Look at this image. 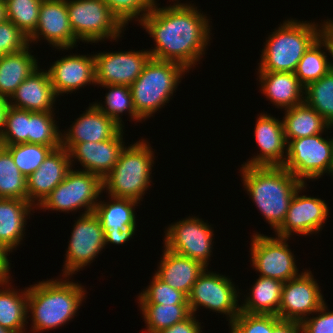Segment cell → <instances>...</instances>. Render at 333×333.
<instances>
[{
	"label": "cell",
	"mask_w": 333,
	"mask_h": 333,
	"mask_svg": "<svg viewBox=\"0 0 333 333\" xmlns=\"http://www.w3.org/2000/svg\"><path fill=\"white\" fill-rule=\"evenodd\" d=\"M326 302L312 317H307L300 322L302 333H333V311H327Z\"/></svg>",
	"instance_id": "45"
},
{
	"label": "cell",
	"mask_w": 333,
	"mask_h": 333,
	"mask_svg": "<svg viewBox=\"0 0 333 333\" xmlns=\"http://www.w3.org/2000/svg\"><path fill=\"white\" fill-rule=\"evenodd\" d=\"M6 20V2L0 0V23L5 22Z\"/></svg>",
	"instance_id": "52"
},
{
	"label": "cell",
	"mask_w": 333,
	"mask_h": 333,
	"mask_svg": "<svg viewBox=\"0 0 333 333\" xmlns=\"http://www.w3.org/2000/svg\"><path fill=\"white\" fill-rule=\"evenodd\" d=\"M304 270L284 282L278 317L282 320H302L314 314L325 303L321 289L311 273Z\"/></svg>",
	"instance_id": "14"
},
{
	"label": "cell",
	"mask_w": 333,
	"mask_h": 333,
	"mask_svg": "<svg viewBox=\"0 0 333 333\" xmlns=\"http://www.w3.org/2000/svg\"><path fill=\"white\" fill-rule=\"evenodd\" d=\"M137 227H125L121 231L117 232H110L106 237H105V246L108 244H114V245H123L124 243L128 242L132 236L135 235V231Z\"/></svg>",
	"instance_id": "47"
},
{
	"label": "cell",
	"mask_w": 333,
	"mask_h": 333,
	"mask_svg": "<svg viewBox=\"0 0 333 333\" xmlns=\"http://www.w3.org/2000/svg\"><path fill=\"white\" fill-rule=\"evenodd\" d=\"M145 139L125 146L117 163L103 179L108 196L140 202L152 182L154 152ZM151 176V177H150Z\"/></svg>",
	"instance_id": "5"
},
{
	"label": "cell",
	"mask_w": 333,
	"mask_h": 333,
	"mask_svg": "<svg viewBox=\"0 0 333 333\" xmlns=\"http://www.w3.org/2000/svg\"><path fill=\"white\" fill-rule=\"evenodd\" d=\"M48 74L57 96L94 84L96 86L95 57L92 55H65L48 68Z\"/></svg>",
	"instance_id": "19"
},
{
	"label": "cell",
	"mask_w": 333,
	"mask_h": 333,
	"mask_svg": "<svg viewBox=\"0 0 333 333\" xmlns=\"http://www.w3.org/2000/svg\"><path fill=\"white\" fill-rule=\"evenodd\" d=\"M9 253V254H8ZM10 251L0 244V281L11 279Z\"/></svg>",
	"instance_id": "49"
},
{
	"label": "cell",
	"mask_w": 333,
	"mask_h": 333,
	"mask_svg": "<svg viewBox=\"0 0 333 333\" xmlns=\"http://www.w3.org/2000/svg\"><path fill=\"white\" fill-rule=\"evenodd\" d=\"M6 16L27 38L36 30L42 0H6Z\"/></svg>",
	"instance_id": "38"
},
{
	"label": "cell",
	"mask_w": 333,
	"mask_h": 333,
	"mask_svg": "<svg viewBox=\"0 0 333 333\" xmlns=\"http://www.w3.org/2000/svg\"><path fill=\"white\" fill-rule=\"evenodd\" d=\"M257 116L254 136L260 153L241 166H283L288 143L284 135L282 120L276 119L267 112Z\"/></svg>",
	"instance_id": "18"
},
{
	"label": "cell",
	"mask_w": 333,
	"mask_h": 333,
	"mask_svg": "<svg viewBox=\"0 0 333 333\" xmlns=\"http://www.w3.org/2000/svg\"><path fill=\"white\" fill-rule=\"evenodd\" d=\"M324 22L289 18L268 35L261 51L258 72H292L311 45L323 34Z\"/></svg>",
	"instance_id": "4"
},
{
	"label": "cell",
	"mask_w": 333,
	"mask_h": 333,
	"mask_svg": "<svg viewBox=\"0 0 333 333\" xmlns=\"http://www.w3.org/2000/svg\"><path fill=\"white\" fill-rule=\"evenodd\" d=\"M307 185L303 184L294 194L285 221L274 232L280 237L290 238L293 233L299 235H312L322 231L323 225L329 216V207L325 200L320 198L299 195Z\"/></svg>",
	"instance_id": "15"
},
{
	"label": "cell",
	"mask_w": 333,
	"mask_h": 333,
	"mask_svg": "<svg viewBox=\"0 0 333 333\" xmlns=\"http://www.w3.org/2000/svg\"><path fill=\"white\" fill-rule=\"evenodd\" d=\"M41 39L59 50L76 47L79 40L70 26L66 0H42L38 24L28 42L35 44Z\"/></svg>",
	"instance_id": "17"
},
{
	"label": "cell",
	"mask_w": 333,
	"mask_h": 333,
	"mask_svg": "<svg viewBox=\"0 0 333 333\" xmlns=\"http://www.w3.org/2000/svg\"><path fill=\"white\" fill-rule=\"evenodd\" d=\"M281 319L272 314H249L240 312L230 323V333H268Z\"/></svg>",
	"instance_id": "43"
},
{
	"label": "cell",
	"mask_w": 333,
	"mask_h": 333,
	"mask_svg": "<svg viewBox=\"0 0 333 333\" xmlns=\"http://www.w3.org/2000/svg\"><path fill=\"white\" fill-rule=\"evenodd\" d=\"M123 134V129H121L109 140L76 143L69 150L71 166L74 165V159H76L83 166L81 171L96 174L104 179L117 163L119 155L125 147Z\"/></svg>",
	"instance_id": "20"
},
{
	"label": "cell",
	"mask_w": 333,
	"mask_h": 333,
	"mask_svg": "<svg viewBox=\"0 0 333 333\" xmlns=\"http://www.w3.org/2000/svg\"><path fill=\"white\" fill-rule=\"evenodd\" d=\"M187 72L179 63L151 58L130 86L136 114L144 121L153 116L170 101Z\"/></svg>",
	"instance_id": "6"
},
{
	"label": "cell",
	"mask_w": 333,
	"mask_h": 333,
	"mask_svg": "<svg viewBox=\"0 0 333 333\" xmlns=\"http://www.w3.org/2000/svg\"><path fill=\"white\" fill-rule=\"evenodd\" d=\"M172 1L177 3L162 8L155 2L139 24L154 39L155 47L148 50L153 59L176 62L189 71L204 56L212 26L196 5Z\"/></svg>",
	"instance_id": "1"
},
{
	"label": "cell",
	"mask_w": 333,
	"mask_h": 333,
	"mask_svg": "<svg viewBox=\"0 0 333 333\" xmlns=\"http://www.w3.org/2000/svg\"><path fill=\"white\" fill-rule=\"evenodd\" d=\"M69 277L47 279L28 287L27 318L32 316L34 333L64 326L76 316L87 291Z\"/></svg>",
	"instance_id": "3"
},
{
	"label": "cell",
	"mask_w": 333,
	"mask_h": 333,
	"mask_svg": "<svg viewBox=\"0 0 333 333\" xmlns=\"http://www.w3.org/2000/svg\"><path fill=\"white\" fill-rule=\"evenodd\" d=\"M72 227L62 277H73V274H77L76 272L82 270L83 267L90 265L105 249L104 230L94 212L86 215L80 214Z\"/></svg>",
	"instance_id": "13"
},
{
	"label": "cell",
	"mask_w": 333,
	"mask_h": 333,
	"mask_svg": "<svg viewBox=\"0 0 333 333\" xmlns=\"http://www.w3.org/2000/svg\"><path fill=\"white\" fill-rule=\"evenodd\" d=\"M103 179L93 173L71 169L64 180L36 207L39 210L93 213L103 193Z\"/></svg>",
	"instance_id": "7"
},
{
	"label": "cell",
	"mask_w": 333,
	"mask_h": 333,
	"mask_svg": "<svg viewBox=\"0 0 333 333\" xmlns=\"http://www.w3.org/2000/svg\"><path fill=\"white\" fill-rule=\"evenodd\" d=\"M0 198L28 201L27 178L15 165L11 153L0 147Z\"/></svg>",
	"instance_id": "34"
},
{
	"label": "cell",
	"mask_w": 333,
	"mask_h": 333,
	"mask_svg": "<svg viewBox=\"0 0 333 333\" xmlns=\"http://www.w3.org/2000/svg\"><path fill=\"white\" fill-rule=\"evenodd\" d=\"M35 208L27 200L0 198V244L10 252L23 241L26 221Z\"/></svg>",
	"instance_id": "26"
},
{
	"label": "cell",
	"mask_w": 333,
	"mask_h": 333,
	"mask_svg": "<svg viewBox=\"0 0 333 333\" xmlns=\"http://www.w3.org/2000/svg\"><path fill=\"white\" fill-rule=\"evenodd\" d=\"M71 169L69 151L62 146L54 149L39 168L27 177L28 201L37 207Z\"/></svg>",
	"instance_id": "22"
},
{
	"label": "cell",
	"mask_w": 333,
	"mask_h": 333,
	"mask_svg": "<svg viewBox=\"0 0 333 333\" xmlns=\"http://www.w3.org/2000/svg\"><path fill=\"white\" fill-rule=\"evenodd\" d=\"M53 113L29 111L28 143L50 146L54 149L61 147L62 132L57 127Z\"/></svg>",
	"instance_id": "37"
},
{
	"label": "cell",
	"mask_w": 333,
	"mask_h": 333,
	"mask_svg": "<svg viewBox=\"0 0 333 333\" xmlns=\"http://www.w3.org/2000/svg\"><path fill=\"white\" fill-rule=\"evenodd\" d=\"M66 6L71 29L79 41H117L126 30L103 0H66Z\"/></svg>",
	"instance_id": "8"
},
{
	"label": "cell",
	"mask_w": 333,
	"mask_h": 333,
	"mask_svg": "<svg viewBox=\"0 0 333 333\" xmlns=\"http://www.w3.org/2000/svg\"><path fill=\"white\" fill-rule=\"evenodd\" d=\"M29 111L9 106L5 115V126L0 134L2 145L28 143Z\"/></svg>",
	"instance_id": "41"
},
{
	"label": "cell",
	"mask_w": 333,
	"mask_h": 333,
	"mask_svg": "<svg viewBox=\"0 0 333 333\" xmlns=\"http://www.w3.org/2000/svg\"><path fill=\"white\" fill-rule=\"evenodd\" d=\"M202 218L188 216L164 231V247L179 255L191 258L208 267L213 249L214 229Z\"/></svg>",
	"instance_id": "12"
},
{
	"label": "cell",
	"mask_w": 333,
	"mask_h": 333,
	"mask_svg": "<svg viewBox=\"0 0 333 333\" xmlns=\"http://www.w3.org/2000/svg\"><path fill=\"white\" fill-rule=\"evenodd\" d=\"M250 244L251 265L263 277H270L282 282L297 277L300 273L296 266L286 237H268L258 232L253 233Z\"/></svg>",
	"instance_id": "11"
},
{
	"label": "cell",
	"mask_w": 333,
	"mask_h": 333,
	"mask_svg": "<svg viewBox=\"0 0 333 333\" xmlns=\"http://www.w3.org/2000/svg\"><path fill=\"white\" fill-rule=\"evenodd\" d=\"M28 45V38L11 21L0 23V57L22 51Z\"/></svg>",
	"instance_id": "44"
},
{
	"label": "cell",
	"mask_w": 333,
	"mask_h": 333,
	"mask_svg": "<svg viewBox=\"0 0 333 333\" xmlns=\"http://www.w3.org/2000/svg\"><path fill=\"white\" fill-rule=\"evenodd\" d=\"M139 304L188 305V296L180 290L173 289L155 274L151 283L138 295Z\"/></svg>",
	"instance_id": "40"
},
{
	"label": "cell",
	"mask_w": 333,
	"mask_h": 333,
	"mask_svg": "<svg viewBox=\"0 0 333 333\" xmlns=\"http://www.w3.org/2000/svg\"><path fill=\"white\" fill-rule=\"evenodd\" d=\"M84 111L69 129L61 133V146L69 151L76 143L100 142L113 138L122 127L95 104Z\"/></svg>",
	"instance_id": "21"
},
{
	"label": "cell",
	"mask_w": 333,
	"mask_h": 333,
	"mask_svg": "<svg viewBox=\"0 0 333 333\" xmlns=\"http://www.w3.org/2000/svg\"><path fill=\"white\" fill-rule=\"evenodd\" d=\"M0 333H13V332H11V331H9V330L0 326Z\"/></svg>",
	"instance_id": "53"
},
{
	"label": "cell",
	"mask_w": 333,
	"mask_h": 333,
	"mask_svg": "<svg viewBox=\"0 0 333 333\" xmlns=\"http://www.w3.org/2000/svg\"><path fill=\"white\" fill-rule=\"evenodd\" d=\"M201 322L194 314H190L185 320L174 324L171 327L162 329L158 333H201Z\"/></svg>",
	"instance_id": "46"
},
{
	"label": "cell",
	"mask_w": 333,
	"mask_h": 333,
	"mask_svg": "<svg viewBox=\"0 0 333 333\" xmlns=\"http://www.w3.org/2000/svg\"><path fill=\"white\" fill-rule=\"evenodd\" d=\"M284 112L282 122L287 143L293 139L331 130L330 124L316 110L305 103L285 109Z\"/></svg>",
	"instance_id": "29"
},
{
	"label": "cell",
	"mask_w": 333,
	"mask_h": 333,
	"mask_svg": "<svg viewBox=\"0 0 333 333\" xmlns=\"http://www.w3.org/2000/svg\"><path fill=\"white\" fill-rule=\"evenodd\" d=\"M322 134L290 140L284 167L302 183L328 173L333 176V140Z\"/></svg>",
	"instance_id": "9"
},
{
	"label": "cell",
	"mask_w": 333,
	"mask_h": 333,
	"mask_svg": "<svg viewBox=\"0 0 333 333\" xmlns=\"http://www.w3.org/2000/svg\"><path fill=\"white\" fill-rule=\"evenodd\" d=\"M8 107V99L0 97V134L2 133L5 126V115Z\"/></svg>",
	"instance_id": "51"
},
{
	"label": "cell",
	"mask_w": 333,
	"mask_h": 333,
	"mask_svg": "<svg viewBox=\"0 0 333 333\" xmlns=\"http://www.w3.org/2000/svg\"><path fill=\"white\" fill-rule=\"evenodd\" d=\"M284 282L259 276L249 295L240 304V312L278 315Z\"/></svg>",
	"instance_id": "30"
},
{
	"label": "cell",
	"mask_w": 333,
	"mask_h": 333,
	"mask_svg": "<svg viewBox=\"0 0 333 333\" xmlns=\"http://www.w3.org/2000/svg\"><path fill=\"white\" fill-rule=\"evenodd\" d=\"M236 288L228 276L209 272L205 268L188 295L190 312L195 315L199 306H203L212 312L226 315L230 324L240 313L238 298L241 293Z\"/></svg>",
	"instance_id": "10"
},
{
	"label": "cell",
	"mask_w": 333,
	"mask_h": 333,
	"mask_svg": "<svg viewBox=\"0 0 333 333\" xmlns=\"http://www.w3.org/2000/svg\"><path fill=\"white\" fill-rule=\"evenodd\" d=\"M108 202L98 201L94 214L99 218L106 237L110 232L121 231L125 227H137L135 206L140 204L132 199L109 196Z\"/></svg>",
	"instance_id": "31"
},
{
	"label": "cell",
	"mask_w": 333,
	"mask_h": 333,
	"mask_svg": "<svg viewBox=\"0 0 333 333\" xmlns=\"http://www.w3.org/2000/svg\"><path fill=\"white\" fill-rule=\"evenodd\" d=\"M304 103L333 125V69L304 88Z\"/></svg>",
	"instance_id": "36"
},
{
	"label": "cell",
	"mask_w": 333,
	"mask_h": 333,
	"mask_svg": "<svg viewBox=\"0 0 333 333\" xmlns=\"http://www.w3.org/2000/svg\"><path fill=\"white\" fill-rule=\"evenodd\" d=\"M261 93L279 109L304 103V87L292 72H258Z\"/></svg>",
	"instance_id": "25"
},
{
	"label": "cell",
	"mask_w": 333,
	"mask_h": 333,
	"mask_svg": "<svg viewBox=\"0 0 333 333\" xmlns=\"http://www.w3.org/2000/svg\"><path fill=\"white\" fill-rule=\"evenodd\" d=\"M111 12L126 27L132 20L138 23L151 11L156 0H103ZM141 13V14H140Z\"/></svg>",
	"instance_id": "42"
},
{
	"label": "cell",
	"mask_w": 333,
	"mask_h": 333,
	"mask_svg": "<svg viewBox=\"0 0 333 333\" xmlns=\"http://www.w3.org/2000/svg\"><path fill=\"white\" fill-rule=\"evenodd\" d=\"M109 91L105 94L103 103H94L104 114L112 118L119 126L124 127L122 115L127 112L132 121L141 122L142 119L136 114L133 106L130 86L126 85H101ZM123 123V124H122Z\"/></svg>",
	"instance_id": "35"
},
{
	"label": "cell",
	"mask_w": 333,
	"mask_h": 333,
	"mask_svg": "<svg viewBox=\"0 0 333 333\" xmlns=\"http://www.w3.org/2000/svg\"><path fill=\"white\" fill-rule=\"evenodd\" d=\"M268 333H302V329L298 321L281 319Z\"/></svg>",
	"instance_id": "48"
},
{
	"label": "cell",
	"mask_w": 333,
	"mask_h": 333,
	"mask_svg": "<svg viewBox=\"0 0 333 333\" xmlns=\"http://www.w3.org/2000/svg\"><path fill=\"white\" fill-rule=\"evenodd\" d=\"M146 333H158L162 329L185 320L190 314L189 305L139 304Z\"/></svg>",
	"instance_id": "33"
},
{
	"label": "cell",
	"mask_w": 333,
	"mask_h": 333,
	"mask_svg": "<svg viewBox=\"0 0 333 333\" xmlns=\"http://www.w3.org/2000/svg\"><path fill=\"white\" fill-rule=\"evenodd\" d=\"M325 49L331 57L328 40L321 35L298 62L294 74L304 88L325 76L332 69V60H328Z\"/></svg>",
	"instance_id": "32"
},
{
	"label": "cell",
	"mask_w": 333,
	"mask_h": 333,
	"mask_svg": "<svg viewBox=\"0 0 333 333\" xmlns=\"http://www.w3.org/2000/svg\"><path fill=\"white\" fill-rule=\"evenodd\" d=\"M243 187L267 223L276 231L285 221L295 192L304 184L284 166L240 168Z\"/></svg>",
	"instance_id": "2"
},
{
	"label": "cell",
	"mask_w": 333,
	"mask_h": 333,
	"mask_svg": "<svg viewBox=\"0 0 333 333\" xmlns=\"http://www.w3.org/2000/svg\"><path fill=\"white\" fill-rule=\"evenodd\" d=\"M30 44L22 51L0 57V97L9 99L17 87L38 68Z\"/></svg>",
	"instance_id": "27"
},
{
	"label": "cell",
	"mask_w": 333,
	"mask_h": 333,
	"mask_svg": "<svg viewBox=\"0 0 333 333\" xmlns=\"http://www.w3.org/2000/svg\"><path fill=\"white\" fill-rule=\"evenodd\" d=\"M2 146L11 153L15 165L26 178L35 172L47 156L54 150L53 147L34 143H20Z\"/></svg>",
	"instance_id": "39"
},
{
	"label": "cell",
	"mask_w": 333,
	"mask_h": 333,
	"mask_svg": "<svg viewBox=\"0 0 333 333\" xmlns=\"http://www.w3.org/2000/svg\"><path fill=\"white\" fill-rule=\"evenodd\" d=\"M94 57L96 85L99 86H131L152 58L148 49L139 51L96 52Z\"/></svg>",
	"instance_id": "16"
},
{
	"label": "cell",
	"mask_w": 333,
	"mask_h": 333,
	"mask_svg": "<svg viewBox=\"0 0 333 333\" xmlns=\"http://www.w3.org/2000/svg\"><path fill=\"white\" fill-rule=\"evenodd\" d=\"M322 35L328 40L331 49V57L333 58V20L329 19H327L326 21L324 20ZM332 69H333V62H332Z\"/></svg>",
	"instance_id": "50"
},
{
	"label": "cell",
	"mask_w": 333,
	"mask_h": 333,
	"mask_svg": "<svg viewBox=\"0 0 333 333\" xmlns=\"http://www.w3.org/2000/svg\"><path fill=\"white\" fill-rule=\"evenodd\" d=\"M10 281L12 280L0 281L2 288L0 289V326L13 333H24L27 329L25 325L28 324V287L24 290L19 289L21 291L19 292L11 286Z\"/></svg>",
	"instance_id": "28"
},
{
	"label": "cell",
	"mask_w": 333,
	"mask_h": 333,
	"mask_svg": "<svg viewBox=\"0 0 333 333\" xmlns=\"http://www.w3.org/2000/svg\"><path fill=\"white\" fill-rule=\"evenodd\" d=\"M56 97L47 69L39 66L17 87L8 103L31 112H54Z\"/></svg>",
	"instance_id": "23"
},
{
	"label": "cell",
	"mask_w": 333,
	"mask_h": 333,
	"mask_svg": "<svg viewBox=\"0 0 333 333\" xmlns=\"http://www.w3.org/2000/svg\"><path fill=\"white\" fill-rule=\"evenodd\" d=\"M155 275L163 282L189 295L199 275L205 270L200 262L174 253L164 247Z\"/></svg>",
	"instance_id": "24"
}]
</instances>
